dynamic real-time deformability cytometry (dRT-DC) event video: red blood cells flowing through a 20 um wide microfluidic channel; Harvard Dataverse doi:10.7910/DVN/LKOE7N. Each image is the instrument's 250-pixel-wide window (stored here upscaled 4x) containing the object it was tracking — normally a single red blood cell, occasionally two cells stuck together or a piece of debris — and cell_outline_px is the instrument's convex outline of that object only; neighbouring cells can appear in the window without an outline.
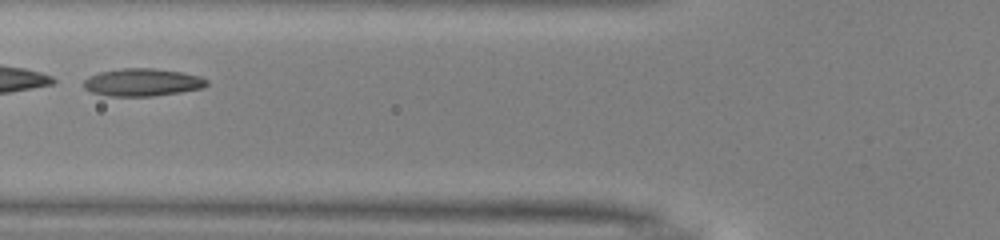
{"species": "common noctule bat (a hibernating species)", "species_latin": "Nyctalus noctula", "temperature_condition": "warm", "stored_images_in_passage": 33, "camera_frame_rate_fps": 3000, "um_per_image_px": 0.085, "animal": {"sex": "male", "body_mass_g": 13.0, "forearm_length_mm": 53.1}, "frame": {"image": 1, "passage_image": 14, "time_ms": 4.333, "image_size_px": [1000, 240], "cell_outline_px": [[208, 84], [204, 88], [180, 92], [152, 96], [108, 96], [92, 92], [84, 88], [84, 80], [88, 76], [100, 72], [120, 68], [156, 68], [180, 72], [200, 76], [208, 80]], "centroid_in_image_um": [12.11, 6.99], "position_along_channel_um": 113.7, "area_um2": 19.88}}
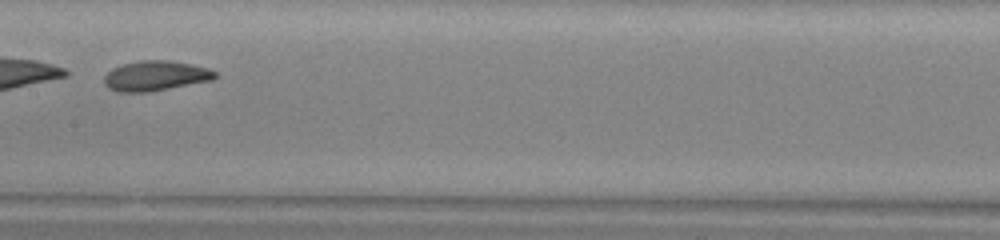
{"frame": {"image": 2, "passage_image": 20, "time_ms": 6.333, "image_size_px": [1000, 240], "cell_outline_px": [[216, 76], [212, 80], [148, 92], [116, 92], [108, 88], [104, 84], [104, 76], [112, 68], [124, 64], [140, 60], [168, 60], [192, 64], [208, 68], [216, 72]], "centroid_in_image_um": [13.19, 6.44], "position_along_channel_um": 194.2, "area_um2": 19.36}}
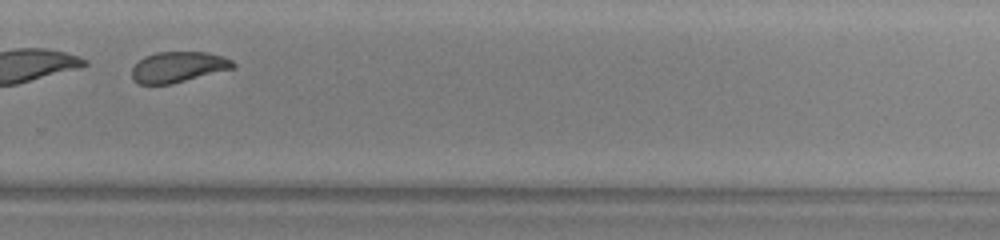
{"frame": {"image": 3, "passage_image": 29, "time_ms": 9.333, "image_size_px": [1000, 240], "cell_outline_px": [[236, 68], [172, 84], [140, 84], [132, 80], [132, 68], [144, 56], [156, 52], [208, 52], [224, 56], [232, 60], [236, 64]], "centroid_in_image_um": [15.18, 5.69], "position_along_channel_um": 314.6, "area_um2": 18.32}, "authors_computed_cell_mechanics": {"area_um2": 19.3052, "velocity_mm_per_s": 4.0305, "shape_relaxation_time_tau1_ms": 4.6728, "shape_relaxation_time_tau2_ms": 1.5713, "deformation_change_tau1": 0.1608, "deformation_change_tau2": 0.0808}}